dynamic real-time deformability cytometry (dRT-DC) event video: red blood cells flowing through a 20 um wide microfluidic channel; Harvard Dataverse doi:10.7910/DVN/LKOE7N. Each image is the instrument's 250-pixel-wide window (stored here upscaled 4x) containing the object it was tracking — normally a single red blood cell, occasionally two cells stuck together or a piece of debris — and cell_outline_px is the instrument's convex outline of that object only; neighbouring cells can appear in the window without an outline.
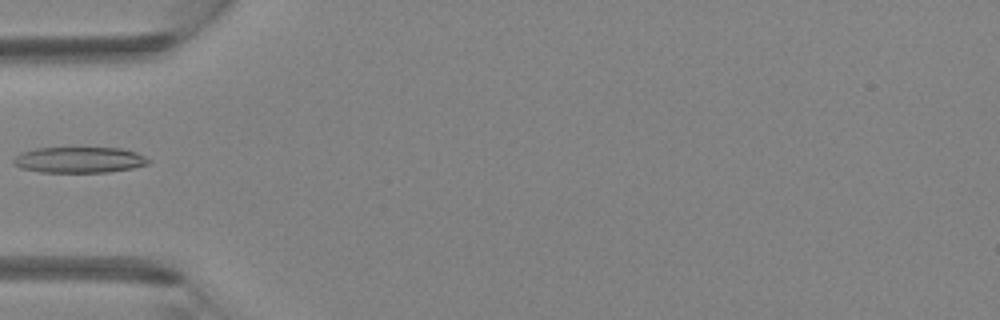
{"species": "Egyptian fruit bat (a non-hibernating species)", "species_latin": "Rousettus aegyptiacus", "temperature_condition": "room temperature", "stored_images_in_passage": 4, "camera_frame_rate_fps": 3000, "um_per_image_px": 0.085, "animal": {"sex": "female"}, "frame": {"image": 1, "passage_image": 4, "time_ms": 1.0, "image_size_px": [1000, 320], "cell_outline_px": [[152, 160], [148, 164], [132, 168], [108, 172], [40, 172], [20, 168], [12, 164], [12, 160], [20, 152], [36, 148], [120, 148], [136, 152]], "centroid_in_image_um": [6.71, 13.59], "position_along_channel_um": 78.3, "area_um2": 20.46}}